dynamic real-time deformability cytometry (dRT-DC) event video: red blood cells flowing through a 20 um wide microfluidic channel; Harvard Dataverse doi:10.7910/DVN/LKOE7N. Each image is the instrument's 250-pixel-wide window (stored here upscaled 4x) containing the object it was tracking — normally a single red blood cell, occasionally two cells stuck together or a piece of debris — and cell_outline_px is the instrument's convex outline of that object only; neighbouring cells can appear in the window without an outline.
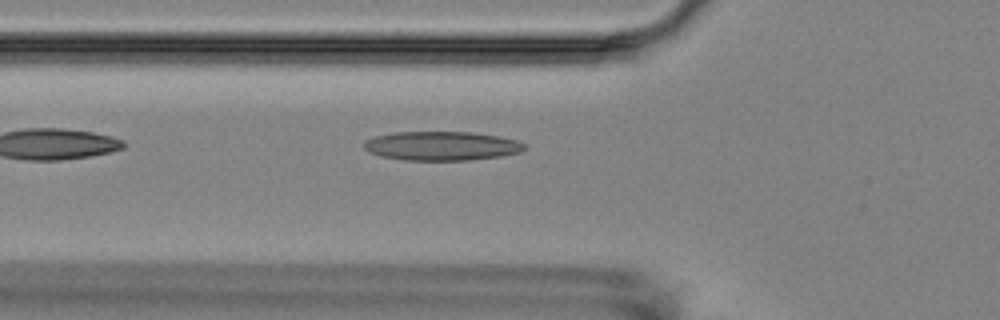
{"species": "Egyptian fruit bat (a non-hibernating species)", "species_latin": "Rousettus aegyptiacus", "temperature_condition": "room temperature", "stored_images_in_passage": 2, "camera_frame_rate_fps": 3000, "um_per_image_px": 0.085, "animal": {"sex": "female"}, "frame": {"image": 1, "passage_image": 2, "time_ms": 1.333, "image_size_px": [1000, 320], "cell_outline_px": [[524, 148], [520, 152], [500, 156], [468, 160], [404, 160], [380, 156], [368, 152], [364, 148], [364, 140], [376, 136], [392, 132], [472, 132], [500, 136], [516, 140], [524, 144]], "centroid_in_image_um": [37.5, 12.4], "position_along_channel_um": 88.3, "area_um2": 27.17}}